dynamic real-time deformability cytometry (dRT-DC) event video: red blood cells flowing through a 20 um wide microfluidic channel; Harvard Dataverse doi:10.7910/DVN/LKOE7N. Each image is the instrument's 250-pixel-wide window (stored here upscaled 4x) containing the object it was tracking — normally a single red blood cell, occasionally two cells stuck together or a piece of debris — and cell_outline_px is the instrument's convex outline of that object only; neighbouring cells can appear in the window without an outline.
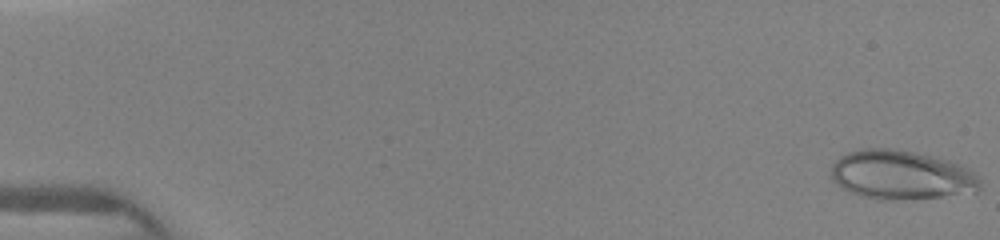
{"species": "human", "species_latin": "Homo sapiens", "temperature_condition": "warm", "stored_images_in_passage": 17, "camera_frame_rate_fps": 3000, "um_per_image_px": 0.085, "donor": {"sex": "female"}, "frame": {"image": 1, "passage_image": 1, "time_ms": 0.0, "image_size_px": [1000, 240], "cell_outline_px": [[980, 188], [976, 192], [940, 196], [896, 200], [880, 200], [864, 196], [852, 192], [844, 188], [832, 180], [828, 172], [832, 164], [840, 156], [848, 152], [860, 148], [892, 148], [932, 156], [948, 160], [968, 168], [980, 176]], "centroid_in_image_um": [76.59, 14.86], "position_along_channel_um": 8.4, "area_um2": 42.71}}